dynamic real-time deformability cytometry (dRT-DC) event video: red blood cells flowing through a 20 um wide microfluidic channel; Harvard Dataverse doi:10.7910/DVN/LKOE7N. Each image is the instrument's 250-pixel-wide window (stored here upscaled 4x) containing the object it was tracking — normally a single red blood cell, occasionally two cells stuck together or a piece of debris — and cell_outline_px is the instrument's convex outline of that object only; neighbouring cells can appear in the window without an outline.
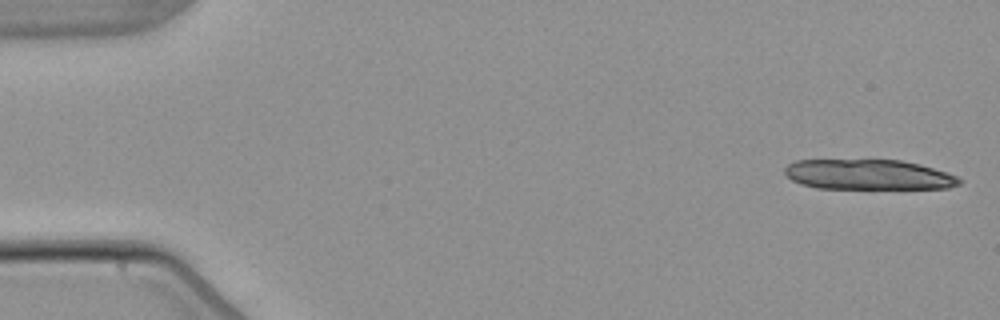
{"species": "common noctule bat (a hibernating species)", "species_latin": "Nyctalus noctula", "temperature_condition": "warm", "stored_images_in_passage": 5, "camera_frame_rate_fps": 3000, "um_per_image_px": 0.085, "animal": {"sex": "male", "body_mass_g": 21.5, "forearm_length_mm": 52.0}, "frame": {"image": 1, "passage_image": 1, "time_ms": 0.0, "image_size_px": [1000, 320], "cell_outline_px": [[964, 180], [960, 184], [948, 188], [816, 188], [800, 184], [792, 180], [784, 172], [784, 168], [788, 164], [796, 160], [900, 160], [920, 164], [948, 172]], "centroid_in_image_um": [73.83, 14.84], "position_along_channel_um": 11.2, "area_um2": 30.75}}
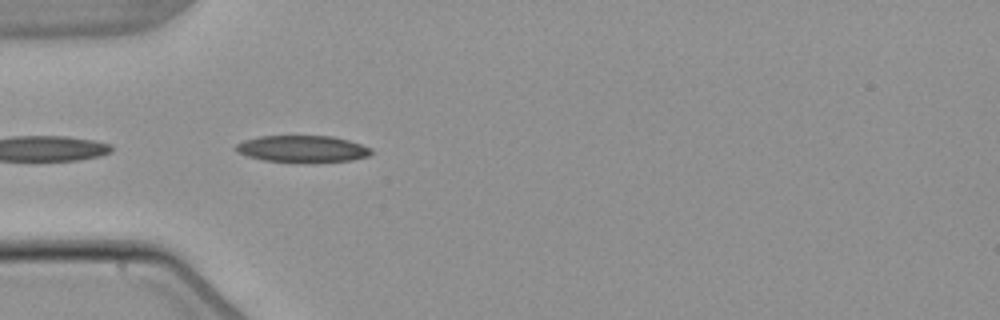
{"frame": {"image": 2, "passage_image": 5, "time_ms": 5.0, "image_size_px": [1000, 320], "cell_outline_px": [[372, 152], [368, 156], [352, 160], [264, 160], [248, 156], [236, 152], [232, 148], [236, 144], [244, 140], [260, 136], [332, 136], [348, 140], [372, 148]], "centroid_in_image_um": [25.66, 12.61], "position_along_channel_um": 59.3, "area_um2": 20.35}}